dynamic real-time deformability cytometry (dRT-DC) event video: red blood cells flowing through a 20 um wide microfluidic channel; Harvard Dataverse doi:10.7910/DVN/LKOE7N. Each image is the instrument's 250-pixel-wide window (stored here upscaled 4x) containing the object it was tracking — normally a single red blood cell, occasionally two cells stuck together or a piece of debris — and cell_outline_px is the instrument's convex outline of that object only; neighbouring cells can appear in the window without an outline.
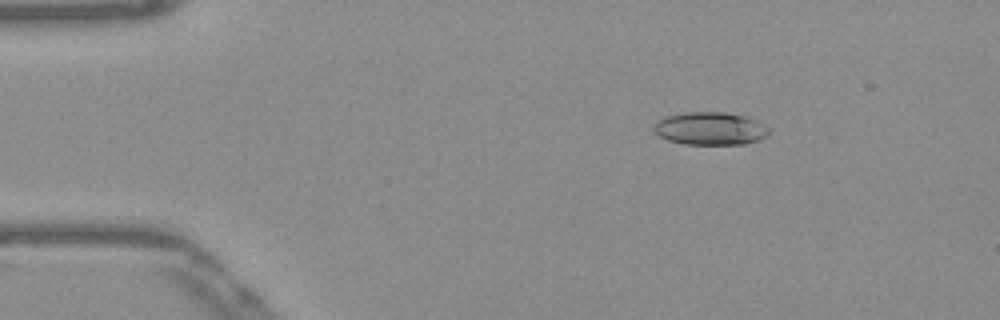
{"species": "Egyptian fruit bat (a non-hibernating species)", "species_latin": "Rousettus aegyptiacus", "temperature_condition": "warm", "stored_images_in_passage": 45, "camera_frame_rate_fps": 3000, "um_per_image_px": 0.085, "frame": {"image": 1, "passage_image": 1, "time_ms": 0.0, "image_size_px": [1000, 320], "cell_outline_px": [[768, 132], [764, 136], [756, 140], [744, 144], [684, 144], [668, 140], [660, 136], [652, 128], [656, 120], [664, 116], [688, 112], [724, 112], [744, 116], [756, 120], [768, 128]], "centroid_in_image_um": [60.3, 10.92], "position_along_channel_um": 24.7, "area_um2": 21.85}}
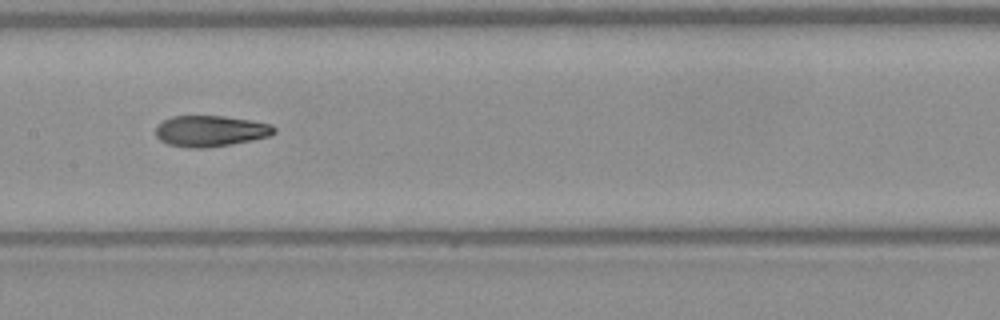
{"frame": {"image": 2, "passage_image": 19, "time_ms": 6.0, "image_size_px": [1000, 320], "cell_outline_px": [[276, 132], [268, 136], [252, 140], [232, 144], [208, 148], [188, 148], [168, 144], [160, 140], [156, 136], [156, 124], [172, 116], [224, 116], [272, 124], [276, 128]], "centroid_in_image_um": [17.87, 11.14], "position_along_channel_um": 189.5, "area_um2": 21.5}}
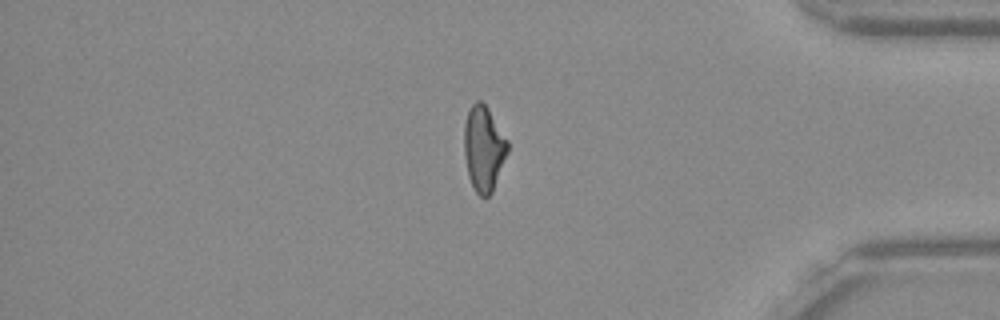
{"frame": {"image": 3, "passage_image": 37, "time_ms": 12.0, "image_size_px": [1000, 320], "cell_outline_px": [[508, 152], [492, 192], [484, 200], [476, 192], [468, 176], [464, 156], [464, 124], [468, 112], [472, 104], [476, 100], [480, 100], [488, 108], [508, 140]], "centroid_in_image_um": [41.11, 12.63], "position_along_channel_um": 394.1, "area_um2": 21.68}, "authors_computed_cell_mechanics": {"area_um2": 21.7906, "velocity_mm_per_s": 3.8825, "shape_relaxation_time_tau1_ms": null, "shape_relaxation_time_tau2_ms": 2.286, "deformation_change_tau1": null, "deformation_change_tau2": 0.0968}}